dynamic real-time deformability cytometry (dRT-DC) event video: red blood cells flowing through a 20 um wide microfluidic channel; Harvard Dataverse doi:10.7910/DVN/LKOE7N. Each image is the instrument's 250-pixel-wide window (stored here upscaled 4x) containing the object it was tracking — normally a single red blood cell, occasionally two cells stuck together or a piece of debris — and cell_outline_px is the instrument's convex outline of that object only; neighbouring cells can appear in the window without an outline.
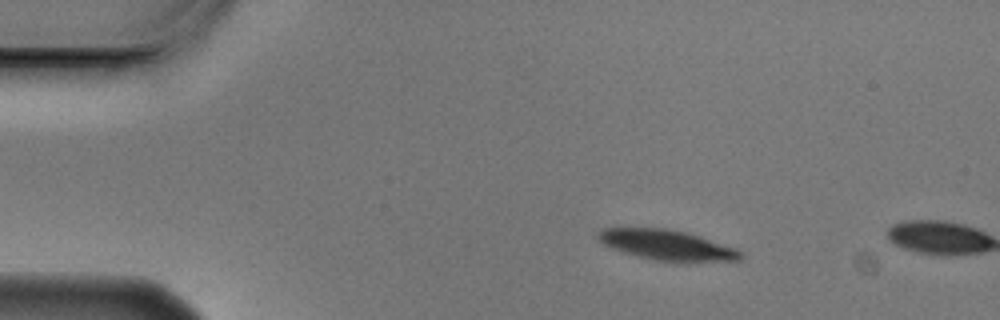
{"species": "Egyptian fruit bat (a non-hibernating species)", "species_latin": "Rousettus aegyptiacus", "temperature_condition": "cold", "stored_images_in_passage": 2, "camera_frame_rate_fps": 3000, "um_per_image_px": 0.085, "animal": {"sex": "male"}, "frame": {"image": 1, "passage_image": 1, "time_ms": 0.0, "image_size_px": [1000, 320], "cell_outline_px": [[744, 256], [740, 260], [656, 260], [624, 252], [612, 248], [596, 240], [596, 236], [604, 228], [664, 228], [684, 232], [700, 236], [736, 248]], "centroid_in_image_um": [56.65, 20.8], "position_along_channel_um": 28.4, "area_um2": 24.28}}